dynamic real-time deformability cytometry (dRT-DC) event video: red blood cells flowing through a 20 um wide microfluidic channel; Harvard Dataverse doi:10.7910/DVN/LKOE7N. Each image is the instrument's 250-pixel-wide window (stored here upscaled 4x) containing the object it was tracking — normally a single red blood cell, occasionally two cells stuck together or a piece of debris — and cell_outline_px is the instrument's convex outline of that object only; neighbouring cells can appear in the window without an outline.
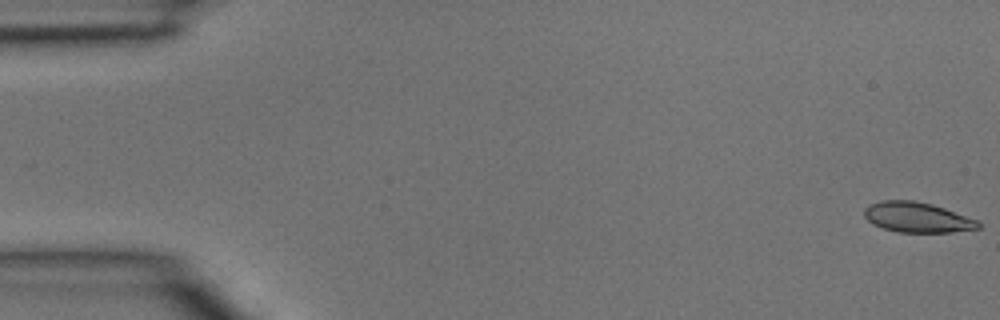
{"species": "common noctule bat (a hibernating species)", "species_latin": "Nyctalus noctula", "temperature_condition": "room temperature", "stored_images_in_passage": 4, "camera_frame_rate_fps": 3000, "um_per_image_px": 0.085, "animal": {"sex": "male", "body_mass_g": 15.6}, "frame": {"image": 1, "passage_image": 1, "time_ms": 0.0, "image_size_px": [1000, 320], "cell_outline_px": [[980, 228], [952, 232], [896, 232], [872, 224], [864, 216], [864, 208], [868, 204], [880, 200], [912, 200], [932, 204], [980, 220]], "centroid_in_image_um": [77.95, 18.46], "position_along_channel_um": 7.0, "area_um2": 20.23}}
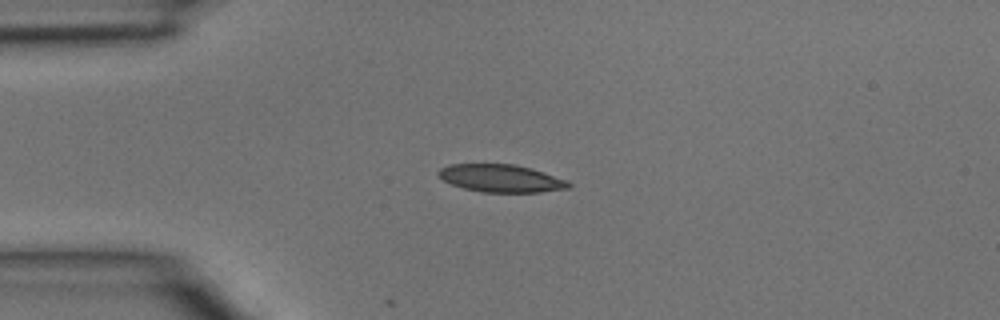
{"frame": {"image": 2, "passage_image": 3, "time_ms": 0.667, "image_size_px": [1000, 320], "cell_outline_px": [[572, 188], [540, 192], [480, 192], [464, 188], [452, 184], [444, 180], [436, 172], [440, 168], [452, 164], [516, 164], [532, 168], [568, 180], [572, 184]], "centroid_in_image_um": [42.64, 15.16], "position_along_channel_um": 42.4, "area_um2": 21.1}}